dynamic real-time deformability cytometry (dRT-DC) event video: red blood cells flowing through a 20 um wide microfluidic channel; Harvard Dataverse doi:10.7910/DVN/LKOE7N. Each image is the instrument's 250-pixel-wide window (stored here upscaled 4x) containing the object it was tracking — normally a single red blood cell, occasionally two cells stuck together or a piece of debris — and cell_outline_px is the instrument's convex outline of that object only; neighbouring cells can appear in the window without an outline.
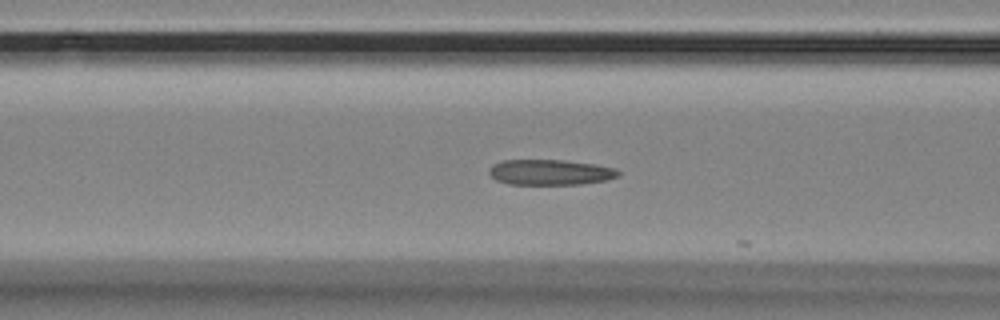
{"species": "Egyptian fruit bat (a non-hibernating species)", "species_latin": "Rousettus aegyptiacus", "temperature_condition": "room temperature", "stored_images_in_passage": 10, "camera_frame_rate_fps": 3000, "um_per_image_px": 0.085, "animal": {"sex": "female"}, "frame": {"image": 1, "passage_image": 5, "time_ms": 1.333, "image_size_px": [1000, 320], "cell_outline_px": [[620, 176], [608, 180], [580, 184], [508, 184], [496, 180], [488, 172], [488, 168], [504, 160], [564, 160], [592, 164], [616, 168], [620, 172]], "centroid_in_image_um": [46.79, 14.64], "position_along_channel_um": 119.8, "area_um2": 19.13}}
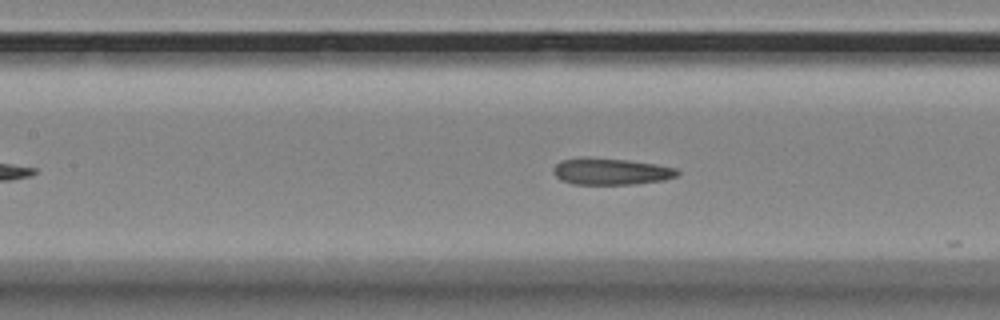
{"frame": {"image": 2, "passage_image": 8, "time_ms": 2.333, "image_size_px": [1000, 320], "cell_outline_px": [[680, 172], [676, 176], [664, 180], [632, 184], [572, 184], [560, 180], [552, 172], [552, 168], [560, 160], [580, 156], [588, 156], [628, 160], [656, 164], [676, 168]], "centroid_in_image_um": [51.86, 14.55], "position_along_channel_um": 155.5, "area_um2": 19.59}}